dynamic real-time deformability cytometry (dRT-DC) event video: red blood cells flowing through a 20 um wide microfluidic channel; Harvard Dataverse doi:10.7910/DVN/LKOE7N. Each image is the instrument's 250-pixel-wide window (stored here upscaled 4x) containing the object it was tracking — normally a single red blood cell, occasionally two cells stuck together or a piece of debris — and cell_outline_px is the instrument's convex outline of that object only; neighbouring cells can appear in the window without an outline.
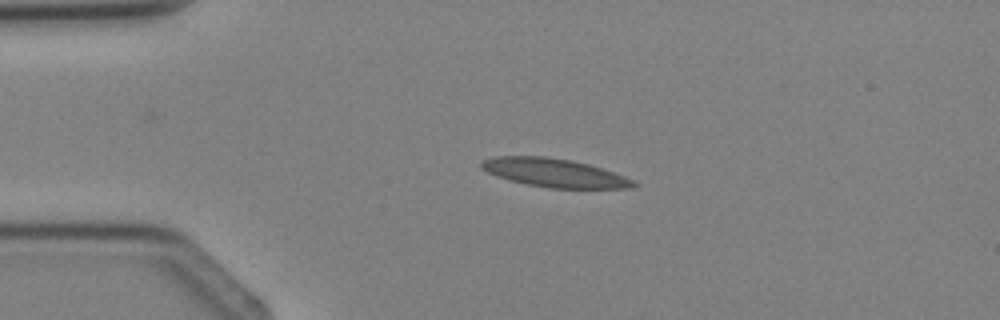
{"species": "Egyptian fruit bat (a non-hibernating species)", "species_latin": "Rousettus aegyptiacus", "temperature_condition": "cold", "stored_images_in_passage": 2, "camera_frame_rate_fps": 3000, "um_per_image_px": 0.085, "animal": {"sex": "female"}, "frame": {"image": 1, "passage_image": 1, "time_ms": 0.0, "image_size_px": [1000, 320], "cell_outline_px": [[640, 184], [632, 188], [548, 188], [524, 184], [508, 180], [496, 176], [480, 168], [480, 160], [496, 156], [548, 156], [572, 160], [588, 164], [624, 176]], "centroid_in_image_um": [47.07, 14.69], "position_along_channel_um": 37.9, "area_um2": 25.43}}